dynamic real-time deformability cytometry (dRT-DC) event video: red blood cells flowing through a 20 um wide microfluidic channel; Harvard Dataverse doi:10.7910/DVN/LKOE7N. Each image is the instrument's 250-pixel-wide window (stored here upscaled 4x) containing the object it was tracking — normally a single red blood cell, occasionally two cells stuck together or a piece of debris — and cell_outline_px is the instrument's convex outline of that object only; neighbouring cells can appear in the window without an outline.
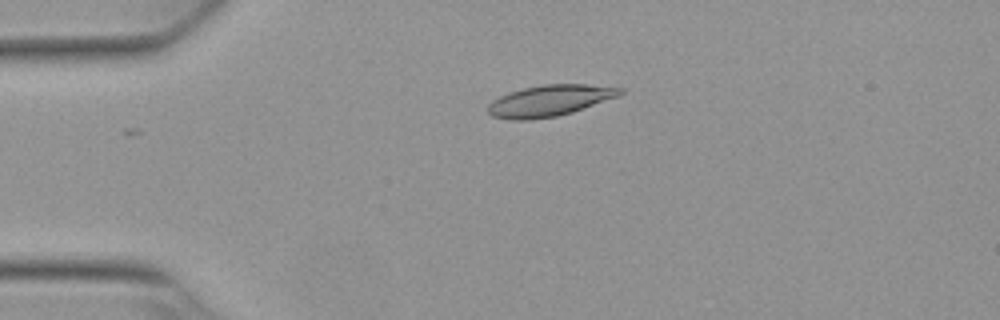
{"species": "Egyptian fruit bat (a non-hibernating species)", "species_latin": "Rousettus aegyptiacus", "temperature_condition": "warm", "stored_images_in_passage": 42, "camera_frame_rate_fps": 3000, "um_per_image_px": 0.085, "animal": {"sex": "female"}, "frame": {"image": 1, "passage_image": 1, "time_ms": 0.0, "image_size_px": [1000, 320], "cell_outline_px": [[624, 92], [620, 96], [572, 112], [556, 116], [520, 120], [512, 120], [492, 116], [488, 112], [488, 104], [492, 100], [508, 92], [524, 88], [544, 84], [588, 84], [624, 88]], "centroid_in_image_um": [46.74, 8.54], "position_along_channel_um": 38.3, "area_um2": 23.99}}
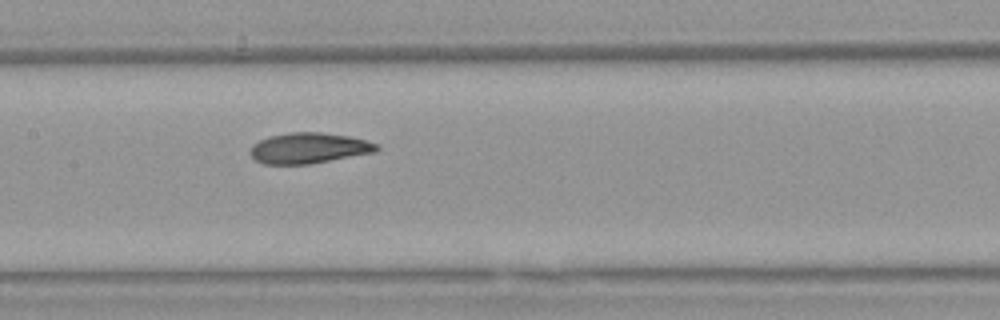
{"frame": {"image": 2, "passage_image": 15, "time_ms": 4.667, "image_size_px": [1000, 320], "cell_outline_px": [[380, 148], [376, 152], [308, 164], [264, 164], [256, 160], [248, 152], [252, 144], [268, 136], [292, 132], [320, 132], [348, 136], [380, 144]], "centroid_in_image_um": [26.24, 12.58], "position_along_channel_um": 181.2, "area_um2": 22.6}}
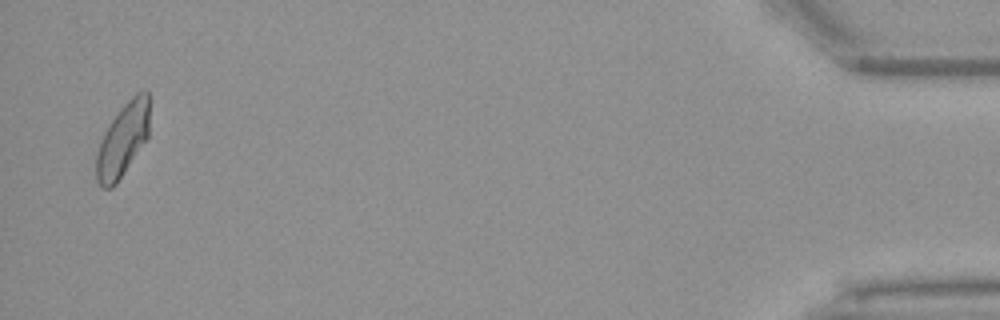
{"frame": {"image": 3, "passage_image": 41, "time_ms": 13.333, "image_size_px": [1000, 320], "cell_outline_px": [[148, 136], [116, 184], [112, 188], [100, 188], [96, 180], [96, 156], [100, 140], [104, 132], [112, 120], [124, 104], [136, 92], [144, 88], [148, 88]], "centroid_in_image_um": [10.41, 11.89], "position_along_channel_um": 424.8, "area_um2": 22.54}, "authors_computed_cell_mechanics": {"area_um2": 22.6865, "velocity_mm_per_s": 3.8218, "shape_relaxation_time_tau1_ms": 5.8255, "shape_relaxation_time_tau2_ms": 2.1824, "deformation_change_tau1": 0.1614, "deformation_change_tau2": 0.0755}}